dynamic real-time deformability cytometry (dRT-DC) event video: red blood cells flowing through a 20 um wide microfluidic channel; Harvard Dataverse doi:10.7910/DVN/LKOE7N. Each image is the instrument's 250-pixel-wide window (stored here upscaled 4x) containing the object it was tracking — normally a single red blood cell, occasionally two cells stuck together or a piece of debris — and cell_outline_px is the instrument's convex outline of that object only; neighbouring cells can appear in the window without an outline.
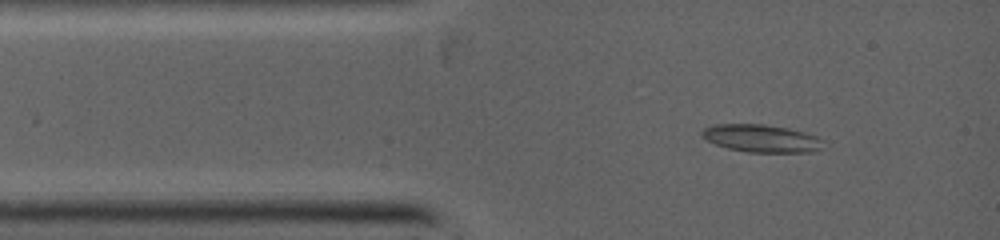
{"species": "common noctule bat (a hibernating species)", "species_latin": "Nyctalus noctula", "temperature_condition": "warm", "stored_images_in_passage": 8, "camera_frame_rate_fps": 5000, "um_per_image_px": 0.085, "animal": {"sex": "female", "body_mass_g": 19.0, "forearm_length_mm": 53.3}, "frame": {"image": 1, "passage_image": 3, "time_ms": 0.8, "image_size_px": [1000, 240], "cell_outline_px": [[824, 140], [812, 152], [748, 152], [728, 148], [716, 144], [700, 136], [700, 132], [704, 128], [716, 124], [764, 124], [788, 128], [804, 132], [816, 136]], "centroid_in_image_um": [64.66, 11.75], "position_along_channel_um": 20.3, "area_um2": 19.31}}
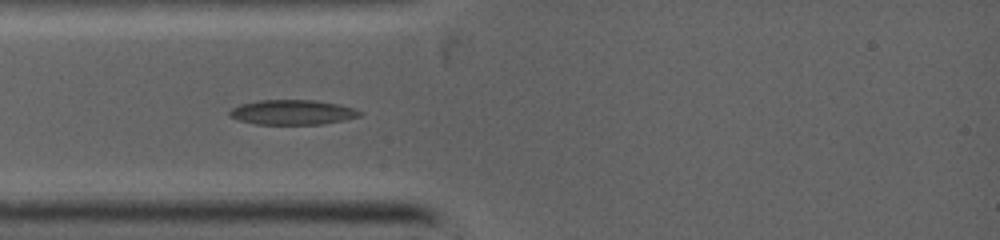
{"frame": {"image": 2, "passage_image": 6, "time_ms": 2.2, "image_size_px": [1000, 240], "cell_outline_px": [[364, 112], [360, 116], [344, 120], [320, 124], [256, 124], [240, 120], [228, 116], [228, 112], [232, 108], [240, 104], [260, 100], [316, 100], [340, 104]], "centroid_in_image_um": [24.86, 9.54], "position_along_channel_um": 60.1, "area_um2": 18.84}}
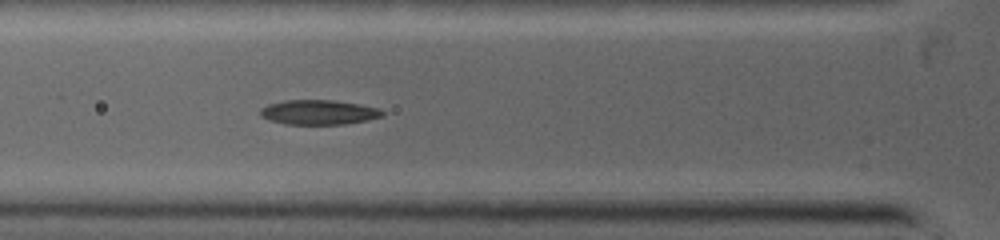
{"frame": {"image": 3, "passage_image": 8, "time_ms": 3.0, "image_size_px": [1000, 240], "cell_outline_px": [[384, 116], [368, 120], [344, 124], [284, 124], [268, 120], [260, 116], [260, 108], [268, 104], [284, 100], [332, 100], [360, 104], [380, 108], [384, 112]], "centroid_in_image_um": [27.08, 9.54], "position_along_channel_um": 98.7, "area_um2": 17.74}}